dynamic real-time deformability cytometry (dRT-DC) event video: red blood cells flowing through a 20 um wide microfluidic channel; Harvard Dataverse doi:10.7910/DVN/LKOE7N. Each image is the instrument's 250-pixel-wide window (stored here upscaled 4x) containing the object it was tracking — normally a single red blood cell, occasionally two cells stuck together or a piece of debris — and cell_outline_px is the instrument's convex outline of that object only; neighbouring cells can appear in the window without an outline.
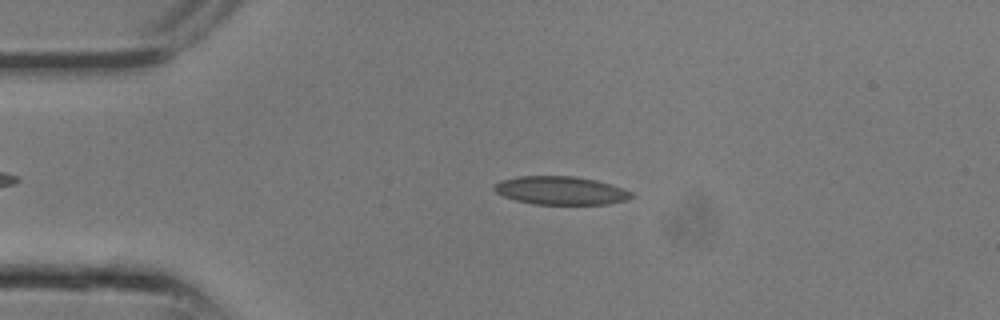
{"species": "common noctule bat (a hibernating species)", "species_latin": "Nyctalus noctula", "temperature_condition": "room temperature", "stored_images_in_passage": 8, "camera_frame_rate_fps": 3000, "um_per_image_px": 0.085, "animal": {"sex": "male", "body_mass_g": 13.3}, "frame": {"image": 1, "passage_image": 6, "time_ms": 1.667, "image_size_px": [1000, 320], "cell_outline_px": [[636, 196], [628, 200], [608, 204], [532, 204], [516, 200], [504, 196], [496, 192], [492, 188], [492, 184], [500, 180], [516, 176], [576, 176], [596, 180], [632, 192]], "centroid_in_image_um": [47.63, 16.19], "position_along_channel_um": 37.4, "area_um2": 22.77}}